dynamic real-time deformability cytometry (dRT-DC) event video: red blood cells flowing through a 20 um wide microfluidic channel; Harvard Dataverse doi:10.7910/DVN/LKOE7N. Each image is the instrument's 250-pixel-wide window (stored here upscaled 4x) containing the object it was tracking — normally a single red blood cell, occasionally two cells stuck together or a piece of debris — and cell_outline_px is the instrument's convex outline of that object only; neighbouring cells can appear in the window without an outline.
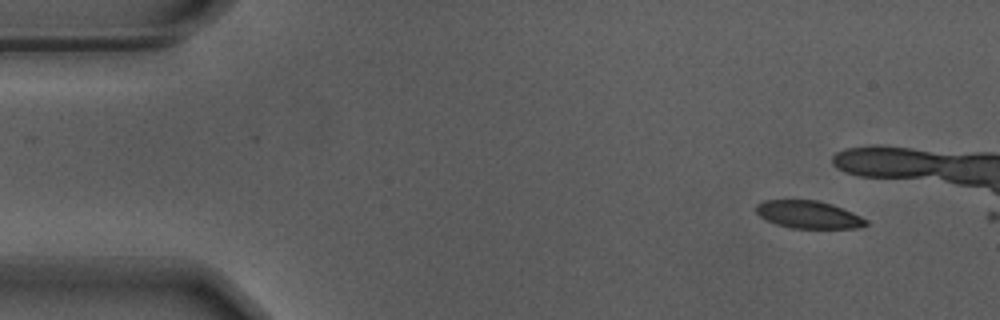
{"species": "Egyptian fruit bat (a non-hibernating species)", "species_latin": "Rousettus aegyptiacus", "temperature_condition": "warm", "stored_images_in_passage": 3, "camera_frame_rate_fps": 3000, "um_per_image_px": 0.085, "animal": {"sex": "male"}, "frame": {"image": 1, "passage_image": 1, "time_ms": 0.0, "image_size_px": [1000, 320], "cell_outline_px": [[868, 224], [856, 228], [792, 228], [776, 224], [760, 216], [756, 212], [756, 204], [764, 200], [816, 200], [832, 204], [852, 212], [868, 220]], "centroid_in_image_um": [68.72, 18.24], "position_along_channel_um": 16.3, "area_um2": 17.57}}